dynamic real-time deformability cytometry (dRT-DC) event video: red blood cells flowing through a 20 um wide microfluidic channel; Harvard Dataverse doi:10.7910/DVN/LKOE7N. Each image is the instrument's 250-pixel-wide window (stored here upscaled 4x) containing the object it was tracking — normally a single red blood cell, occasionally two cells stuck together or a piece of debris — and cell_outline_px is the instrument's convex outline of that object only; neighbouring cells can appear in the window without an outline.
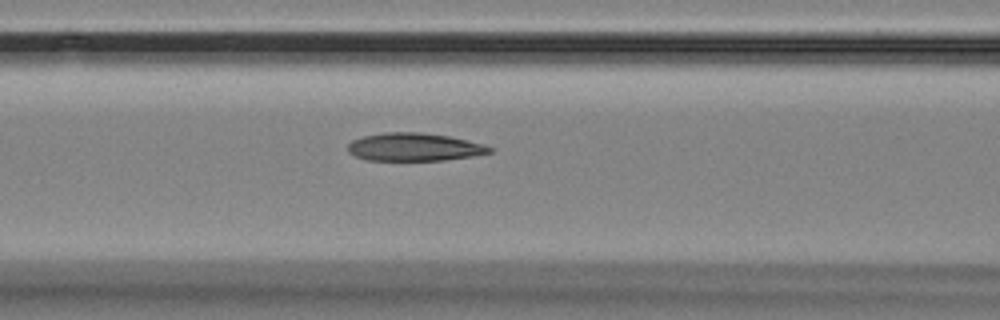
{"species": "Egyptian fruit bat (a non-hibernating species)", "species_latin": "Rousettus aegyptiacus", "temperature_condition": "room temperature", "stored_images_in_passage": 6, "segment_of_instrument_passage": [2, 2], "camera_frame_rate_fps": 3000, "um_per_image_px": 0.085, "animal": {"sex": "female"}, "frame": {"image": 1, "passage_image": 6, "time_ms": 7.667, "image_size_px": [1000, 320], "cell_outline_px": [[492, 152], [476, 156], [444, 160], [368, 160], [356, 156], [348, 152], [348, 144], [352, 140], [364, 136], [384, 132], [420, 132], [448, 136], [484, 144], [492, 148]], "centroid_in_image_um": [35.22, 12.5], "position_along_channel_um": 131.4, "area_um2": 23.06}}